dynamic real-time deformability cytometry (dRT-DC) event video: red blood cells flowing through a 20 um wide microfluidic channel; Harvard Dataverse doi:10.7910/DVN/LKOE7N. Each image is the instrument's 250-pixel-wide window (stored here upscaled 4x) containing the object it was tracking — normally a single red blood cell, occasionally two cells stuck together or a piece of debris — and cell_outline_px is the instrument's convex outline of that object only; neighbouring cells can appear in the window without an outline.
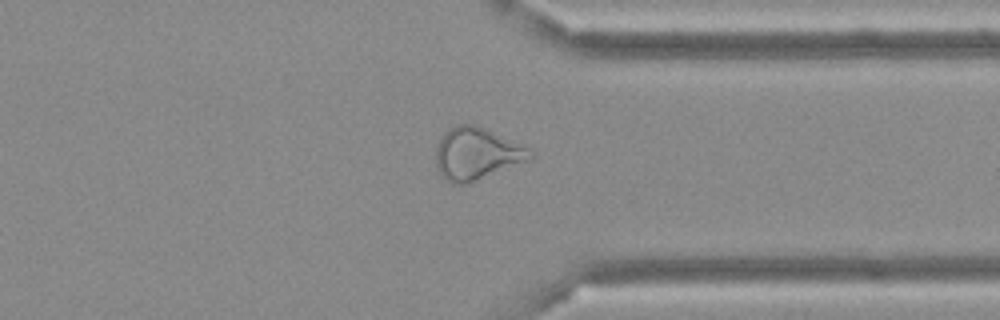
{"species": "Egyptian fruit bat (a non-hibernating species)", "species_latin": "Rousettus aegyptiacus", "temperature_condition": "cold", "stored_images_in_passage": 39, "camera_frame_rate_fps": 3000, "um_per_image_px": 0.085, "frame": {"image": 1, "passage_image": 28, "time_ms": 9.0, "image_size_px": [1000, 320], "cell_outline_px": [[536, 156], [532, 160], [464, 184], [452, 184], [444, 180], [440, 176], [436, 168], [436, 148], [444, 132], [448, 128], [456, 124], [472, 124], [484, 128], [524, 144], [532, 148]], "centroid_in_image_um": [40.55, 13.06], "position_along_channel_um": 370.8, "area_um2": 29.13}}